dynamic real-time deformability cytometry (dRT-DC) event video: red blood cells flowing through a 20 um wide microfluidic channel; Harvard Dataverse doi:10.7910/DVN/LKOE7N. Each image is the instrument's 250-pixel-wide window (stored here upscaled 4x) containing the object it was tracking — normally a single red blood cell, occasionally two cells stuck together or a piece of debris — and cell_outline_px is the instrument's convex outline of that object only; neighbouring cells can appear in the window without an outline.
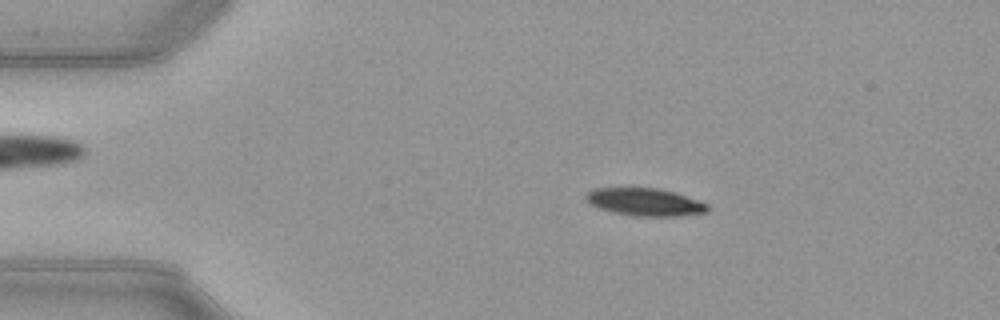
{"species": "common noctule bat (a hibernating species)", "species_latin": "Nyctalus noctula", "temperature_condition": "warm", "stored_images_in_passage": 51, "camera_frame_rate_fps": 3000, "um_per_image_px": 0.085, "animal": {"sex": "female", "body_mass_g": 21.9}, "frame": {"image": 1, "passage_image": 9, "time_ms": 2.667, "image_size_px": [1000, 320], "cell_outline_px": [[708, 212], [680, 216], [632, 216], [612, 212], [588, 204], [584, 200], [584, 196], [592, 188], [660, 188], [676, 192], [708, 204]], "centroid_in_image_um": [54.79, 17.17], "position_along_channel_um": 30.2, "area_um2": 19.83}}
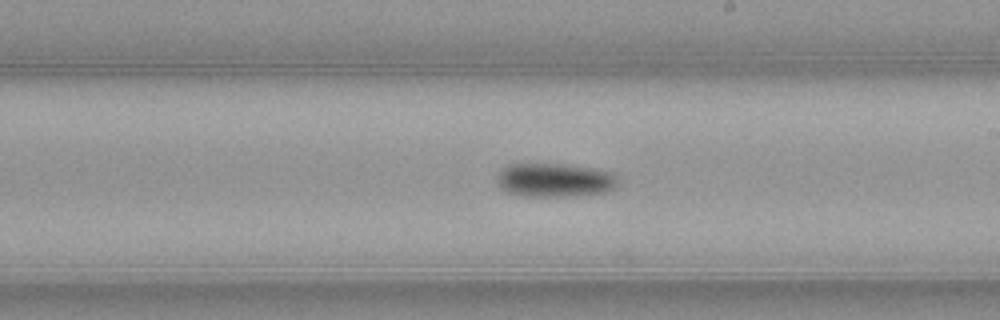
{"frame": {"image": 2, "passage_image": 29, "time_ms": 9.333, "image_size_px": [1000, 320], "cell_outline_px": [[620, 188], [604, 192], [568, 196], [520, 196], [504, 192], [496, 184], [496, 180], [500, 172], [508, 164], [568, 164], [596, 168], [612, 172], [620, 180]], "centroid_in_image_um": [47.19, 15.31], "position_along_channel_um": 241.8, "area_um2": 24.39}}
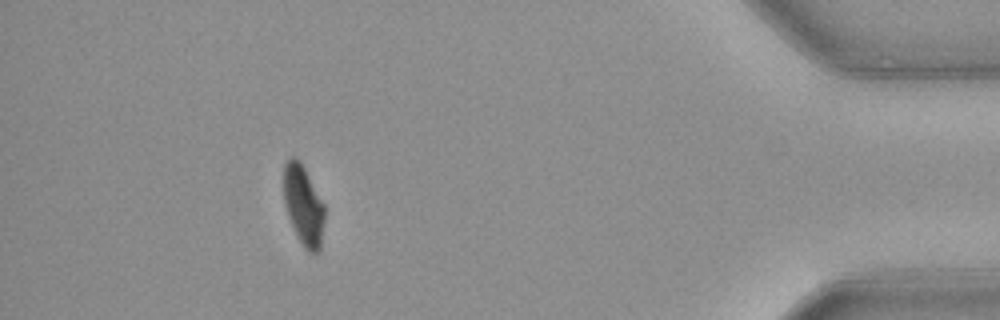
{"frame": {"image": 3, "passage_image": 46, "time_ms": 15.0, "image_size_px": [1000, 320], "cell_outline_px": [[324, 220], [320, 252], [308, 252], [304, 248], [288, 216], [284, 204], [284, 164], [292, 156], [296, 156], [300, 160], [324, 204]], "centroid_in_image_um": [25.79, 17.44], "position_along_channel_um": 409.4, "area_um2": 18.9}, "authors_computed_cell_mechanics": {"area_um2": 21.4438, "velocity_mm_per_s": 3.9848, "shape_relaxation_time_tau1_ms": 6.1559, "shape_relaxation_time_tau2_ms": null, "deformation_change_tau1": 0.1736, "deformation_change_tau2": null}}